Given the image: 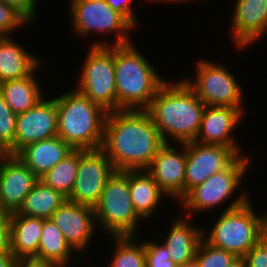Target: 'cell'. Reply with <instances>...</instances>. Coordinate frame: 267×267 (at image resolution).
<instances>
[{"mask_svg":"<svg viewBox=\"0 0 267 267\" xmlns=\"http://www.w3.org/2000/svg\"><path fill=\"white\" fill-rule=\"evenodd\" d=\"M164 144L146 110L107 113L101 149L115 171L146 170Z\"/></svg>","mask_w":267,"mask_h":267,"instance_id":"obj_1","label":"cell"},{"mask_svg":"<svg viewBox=\"0 0 267 267\" xmlns=\"http://www.w3.org/2000/svg\"><path fill=\"white\" fill-rule=\"evenodd\" d=\"M205 107L185 81L179 79L166 80L145 110L164 143L184 144L195 141Z\"/></svg>","mask_w":267,"mask_h":267,"instance_id":"obj_2","label":"cell"},{"mask_svg":"<svg viewBox=\"0 0 267 267\" xmlns=\"http://www.w3.org/2000/svg\"><path fill=\"white\" fill-rule=\"evenodd\" d=\"M136 47L115 46L117 110H145L166 81Z\"/></svg>","mask_w":267,"mask_h":267,"instance_id":"obj_3","label":"cell"},{"mask_svg":"<svg viewBox=\"0 0 267 267\" xmlns=\"http://www.w3.org/2000/svg\"><path fill=\"white\" fill-rule=\"evenodd\" d=\"M55 101L58 136L73 149L101 148L108 112L74 88Z\"/></svg>","mask_w":267,"mask_h":267,"instance_id":"obj_4","label":"cell"},{"mask_svg":"<svg viewBox=\"0 0 267 267\" xmlns=\"http://www.w3.org/2000/svg\"><path fill=\"white\" fill-rule=\"evenodd\" d=\"M250 156L247 154L240 155L227 169L222 170L214 175H211L202 184L192 188L181 200L178 202L182 209L187 212V217L192 219L196 212H211L220 207L226 202L230 201L224 211L234 209L246 203L251 197L249 192L245 190L239 191L240 194L232 197L237 192L244 181V177L250 168ZM249 166V167H248ZM213 209V210H212ZM194 213V214H193ZM193 215V216H192Z\"/></svg>","mask_w":267,"mask_h":267,"instance_id":"obj_5","label":"cell"},{"mask_svg":"<svg viewBox=\"0 0 267 267\" xmlns=\"http://www.w3.org/2000/svg\"><path fill=\"white\" fill-rule=\"evenodd\" d=\"M248 200L243 205L222 211L208 234L203 239L210 245L244 257L265 235V213H258Z\"/></svg>","mask_w":267,"mask_h":267,"instance_id":"obj_6","label":"cell"},{"mask_svg":"<svg viewBox=\"0 0 267 267\" xmlns=\"http://www.w3.org/2000/svg\"><path fill=\"white\" fill-rule=\"evenodd\" d=\"M97 229L108 237L136 236L142 219L134 210L129 191V170L114 171L93 208Z\"/></svg>","mask_w":267,"mask_h":267,"instance_id":"obj_7","label":"cell"},{"mask_svg":"<svg viewBox=\"0 0 267 267\" xmlns=\"http://www.w3.org/2000/svg\"><path fill=\"white\" fill-rule=\"evenodd\" d=\"M71 29L79 37L92 35L106 37V34H115L113 42L111 40L94 39L89 46H111L125 45L133 42L130 38L135 29L120 13L115 11L106 0H70ZM113 32V33H112ZM92 33V34H91ZM132 40V41H131ZM108 42V43H107ZM110 42V43H109ZM112 43V44H111Z\"/></svg>","mask_w":267,"mask_h":267,"instance_id":"obj_8","label":"cell"},{"mask_svg":"<svg viewBox=\"0 0 267 267\" xmlns=\"http://www.w3.org/2000/svg\"><path fill=\"white\" fill-rule=\"evenodd\" d=\"M76 90L107 112L117 111L115 46H90Z\"/></svg>","mask_w":267,"mask_h":267,"instance_id":"obj_9","label":"cell"},{"mask_svg":"<svg viewBox=\"0 0 267 267\" xmlns=\"http://www.w3.org/2000/svg\"><path fill=\"white\" fill-rule=\"evenodd\" d=\"M195 77L182 78L206 106H228L244 114L243 87L229 69L219 62L197 60Z\"/></svg>","mask_w":267,"mask_h":267,"instance_id":"obj_10","label":"cell"},{"mask_svg":"<svg viewBox=\"0 0 267 267\" xmlns=\"http://www.w3.org/2000/svg\"><path fill=\"white\" fill-rule=\"evenodd\" d=\"M114 171L112 162L101 148L79 149L77 177L67 200L94 208Z\"/></svg>","mask_w":267,"mask_h":267,"instance_id":"obj_11","label":"cell"},{"mask_svg":"<svg viewBox=\"0 0 267 267\" xmlns=\"http://www.w3.org/2000/svg\"><path fill=\"white\" fill-rule=\"evenodd\" d=\"M239 156L231 147L187 142L185 195L211 175L227 169Z\"/></svg>","mask_w":267,"mask_h":267,"instance_id":"obj_12","label":"cell"},{"mask_svg":"<svg viewBox=\"0 0 267 267\" xmlns=\"http://www.w3.org/2000/svg\"><path fill=\"white\" fill-rule=\"evenodd\" d=\"M55 136H58L55 97H45L31 109L17 115L14 145L8 150V154L15 155L27 144Z\"/></svg>","mask_w":267,"mask_h":267,"instance_id":"obj_13","label":"cell"},{"mask_svg":"<svg viewBox=\"0 0 267 267\" xmlns=\"http://www.w3.org/2000/svg\"><path fill=\"white\" fill-rule=\"evenodd\" d=\"M177 145L165 143L146 171L167 197L178 203L185 196L186 143Z\"/></svg>","mask_w":267,"mask_h":267,"instance_id":"obj_14","label":"cell"},{"mask_svg":"<svg viewBox=\"0 0 267 267\" xmlns=\"http://www.w3.org/2000/svg\"><path fill=\"white\" fill-rule=\"evenodd\" d=\"M243 118L244 113L238 108L206 106L195 142L231 147L239 155H243L242 146L238 144L234 134Z\"/></svg>","mask_w":267,"mask_h":267,"instance_id":"obj_15","label":"cell"},{"mask_svg":"<svg viewBox=\"0 0 267 267\" xmlns=\"http://www.w3.org/2000/svg\"><path fill=\"white\" fill-rule=\"evenodd\" d=\"M50 219L61 230L67 243L80 254L86 252L96 230L95 214L92 207L65 201L56 209Z\"/></svg>","mask_w":267,"mask_h":267,"instance_id":"obj_16","label":"cell"},{"mask_svg":"<svg viewBox=\"0 0 267 267\" xmlns=\"http://www.w3.org/2000/svg\"><path fill=\"white\" fill-rule=\"evenodd\" d=\"M230 32L239 49L256 44L267 34V0H235Z\"/></svg>","mask_w":267,"mask_h":267,"instance_id":"obj_17","label":"cell"},{"mask_svg":"<svg viewBox=\"0 0 267 267\" xmlns=\"http://www.w3.org/2000/svg\"><path fill=\"white\" fill-rule=\"evenodd\" d=\"M39 178L16 156L0 164V211L16 212Z\"/></svg>","mask_w":267,"mask_h":267,"instance_id":"obj_18","label":"cell"},{"mask_svg":"<svg viewBox=\"0 0 267 267\" xmlns=\"http://www.w3.org/2000/svg\"><path fill=\"white\" fill-rule=\"evenodd\" d=\"M187 216L177 217L167 229V237L163 239L171 260L181 266L195 258V252L203 239V228H198ZM191 223H190V222Z\"/></svg>","mask_w":267,"mask_h":267,"instance_id":"obj_19","label":"cell"},{"mask_svg":"<svg viewBox=\"0 0 267 267\" xmlns=\"http://www.w3.org/2000/svg\"><path fill=\"white\" fill-rule=\"evenodd\" d=\"M74 149L61 137L27 144L15 155L40 178Z\"/></svg>","mask_w":267,"mask_h":267,"instance_id":"obj_20","label":"cell"},{"mask_svg":"<svg viewBox=\"0 0 267 267\" xmlns=\"http://www.w3.org/2000/svg\"><path fill=\"white\" fill-rule=\"evenodd\" d=\"M41 60L11 36H0V83L29 76Z\"/></svg>","mask_w":267,"mask_h":267,"instance_id":"obj_21","label":"cell"},{"mask_svg":"<svg viewBox=\"0 0 267 267\" xmlns=\"http://www.w3.org/2000/svg\"><path fill=\"white\" fill-rule=\"evenodd\" d=\"M43 218L9 214L10 248L16 258L37 256Z\"/></svg>","mask_w":267,"mask_h":267,"instance_id":"obj_22","label":"cell"},{"mask_svg":"<svg viewBox=\"0 0 267 267\" xmlns=\"http://www.w3.org/2000/svg\"><path fill=\"white\" fill-rule=\"evenodd\" d=\"M129 191L134 210L145 220L155 215L163 196L168 198L146 170H129Z\"/></svg>","mask_w":267,"mask_h":267,"instance_id":"obj_23","label":"cell"},{"mask_svg":"<svg viewBox=\"0 0 267 267\" xmlns=\"http://www.w3.org/2000/svg\"><path fill=\"white\" fill-rule=\"evenodd\" d=\"M35 69L29 76L21 79L7 80L0 83V96L7 102L13 112L18 115L31 109L44 96V90L36 77ZM43 91V92H42Z\"/></svg>","mask_w":267,"mask_h":267,"instance_id":"obj_24","label":"cell"},{"mask_svg":"<svg viewBox=\"0 0 267 267\" xmlns=\"http://www.w3.org/2000/svg\"><path fill=\"white\" fill-rule=\"evenodd\" d=\"M76 253L67 243L61 230L51 219H44L39 240L38 258L53 262L58 267H78L81 266V259H74L72 254ZM70 261V262H69ZM69 266V267H70Z\"/></svg>","mask_w":267,"mask_h":267,"instance_id":"obj_25","label":"cell"},{"mask_svg":"<svg viewBox=\"0 0 267 267\" xmlns=\"http://www.w3.org/2000/svg\"><path fill=\"white\" fill-rule=\"evenodd\" d=\"M65 201L67 197L61 192L53 190L38 180L16 213L27 217L50 219L53 212Z\"/></svg>","mask_w":267,"mask_h":267,"instance_id":"obj_26","label":"cell"},{"mask_svg":"<svg viewBox=\"0 0 267 267\" xmlns=\"http://www.w3.org/2000/svg\"><path fill=\"white\" fill-rule=\"evenodd\" d=\"M79 166V149H74L52 169L42 175L39 180L53 190L69 197L77 177Z\"/></svg>","mask_w":267,"mask_h":267,"instance_id":"obj_27","label":"cell"},{"mask_svg":"<svg viewBox=\"0 0 267 267\" xmlns=\"http://www.w3.org/2000/svg\"><path fill=\"white\" fill-rule=\"evenodd\" d=\"M114 253L108 267H146L144 242L136 236L110 237ZM137 239V240H136Z\"/></svg>","mask_w":267,"mask_h":267,"instance_id":"obj_28","label":"cell"},{"mask_svg":"<svg viewBox=\"0 0 267 267\" xmlns=\"http://www.w3.org/2000/svg\"><path fill=\"white\" fill-rule=\"evenodd\" d=\"M235 258L233 253L216 248L202 239L194 259L199 267H225Z\"/></svg>","mask_w":267,"mask_h":267,"instance_id":"obj_29","label":"cell"},{"mask_svg":"<svg viewBox=\"0 0 267 267\" xmlns=\"http://www.w3.org/2000/svg\"><path fill=\"white\" fill-rule=\"evenodd\" d=\"M17 115L0 96V144L8 151L14 145Z\"/></svg>","mask_w":267,"mask_h":267,"instance_id":"obj_30","label":"cell"},{"mask_svg":"<svg viewBox=\"0 0 267 267\" xmlns=\"http://www.w3.org/2000/svg\"><path fill=\"white\" fill-rule=\"evenodd\" d=\"M29 24L20 12L0 0V36H11L17 29Z\"/></svg>","mask_w":267,"mask_h":267,"instance_id":"obj_31","label":"cell"},{"mask_svg":"<svg viewBox=\"0 0 267 267\" xmlns=\"http://www.w3.org/2000/svg\"><path fill=\"white\" fill-rule=\"evenodd\" d=\"M145 241L146 267H178L170 258L165 244Z\"/></svg>","mask_w":267,"mask_h":267,"instance_id":"obj_32","label":"cell"},{"mask_svg":"<svg viewBox=\"0 0 267 267\" xmlns=\"http://www.w3.org/2000/svg\"><path fill=\"white\" fill-rule=\"evenodd\" d=\"M245 267H267V235L265 234L243 257Z\"/></svg>","mask_w":267,"mask_h":267,"instance_id":"obj_33","label":"cell"},{"mask_svg":"<svg viewBox=\"0 0 267 267\" xmlns=\"http://www.w3.org/2000/svg\"><path fill=\"white\" fill-rule=\"evenodd\" d=\"M7 5L15 8L20 12L31 24H34V19H36L35 14L38 9V0H1ZM36 9V10H35Z\"/></svg>","mask_w":267,"mask_h":267,"instance_id":"obj_34","label":"cell"},{"mask_svg":"<svg viewBox=\"0 0 267 267\" xmlns=\"http://www.w3.org/2000/svg\"><path fill=\"white\" fill-rule=\"evenodd\" d=\"M133 0H106L115 11L120 13L135 29L138 27V19L131 6Z\"/></svg>","mask_w":267,"mask_h":267,"instance_id":"obj_35","label":"cell"},{"mask_svg":"<svg viewBox=\"0 0 267 267\" xmlns=\"http://www.w3.org/2000/svg\"><path fill=\"white\" fill-rule=\"evenodd\" d=\"M10 252L9 214L0 211V254Z\"/></svg>","mask_w":267,"mask_h":267,"instance_id":"obj_36","label":"cell"},{"mask_svg":"<svg viewBox=\"0 0 267 267\" xmlns=\"http://www.w3.org/2000/svg\"><path fill=\"white\" fill-rule=\"evenodd\" d=\"M15 267H58V266L53 262L33 256V257L17 258Z\"/></svg>","mask_w":267,"mask_h":267,"instance_id":"obj_37","label":"cell"},{"mask_svg":"<svg viewBox=\"0 0 267 267\" xmlns=\"http://www.w3.org/2000/svg\"><path fill=\"white\" fill-rule=\"evenodd\" d=\"M16 261L17 258L12 252L0 254V267H15Z\"/></svg>","mask_w":267,"mask_h":267,"instance_id":"obj_38","label":"cell"},{"mask_svg":"<svg viewBox=\"0 0 267 267\" xmlns=\"http://www.w3.org/2000/svg\"><path fill=\"white\" fill-rule=\"evenodd\" d=\"M225 267H245V261L242 257H236L230 264Z\"/></svg>","mask_w":267,"mask_h":267,"instance_id":"obj_39","label":"cell"},{"mask_svg":"<svg viewBox=\"0 0 267 267\" xmlns=\"http://www.w3.org/2000/svg\"><path fill=\"white\" fill-rule=\"evenodd\" d=\"M148 2H150L151 1V3L153 2V3H159V2H162V3H170V4H174V3H177L178 4V2L179 3H181V2H191L192 0H147ZM156 1V2H155Z\"/></svg>","mask_w":267,"mask_h":267,"instance_id":"obj_40","label":"cell"},{"mask_svg":"<svg viewBox=\"0 0 267 267\" xmlns=\"http://www.w3.org/2000/svg\"><path fill=\"white\" fill-rule=\"evenodd\" d=\"M178 267H199L197 262L194 260L188 262V263H185L184 265H181V266H178Z\"/></svg>","mask_w":267,"mask_h":267,"instance_id":"obj_41","label":"cell"},{"mask_svg":"<svg viewBox=\"0 0 267 267\" xmlns=\"http://www.w3.org/2000/svg\"><path fill=\"white\" fill-rule=\"evenodd\" d=\"M7 155H9L8 151L5 148H0V164Z\"/></svg>","mask_w":267,"mask_h":267,"instance_id":"obj_42","label":"cell"},{"mask_svg":"<svg viewBox=\"0 0 267 267\" xmlns=\"http://www.w3.org/2000/svg\"><path fill=\"white\" fill-rule=\"evenodd\" d=\"M265 234L267 235V212L265 211Z\"/></svg>","mask_w":267,"mask_h":267,"instance_id":"obj_43","label":"cell"}]
</instances>
